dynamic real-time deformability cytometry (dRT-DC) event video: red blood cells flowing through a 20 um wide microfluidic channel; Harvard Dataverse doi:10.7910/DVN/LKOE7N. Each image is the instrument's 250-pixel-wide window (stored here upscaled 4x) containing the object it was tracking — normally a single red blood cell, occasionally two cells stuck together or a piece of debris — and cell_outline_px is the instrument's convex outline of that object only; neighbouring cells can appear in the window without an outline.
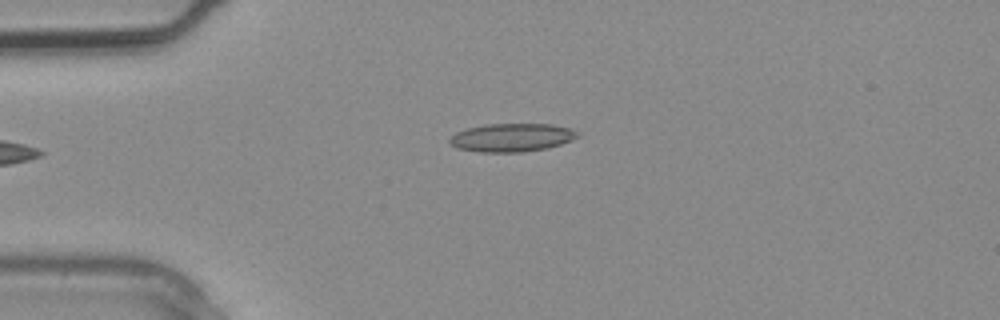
{"species": "common noctule bat (a hibernating species)", "species_latin": "Nyctalus noctula", "temperature_condition": "warm", "stored_images_in_passage": 3, "camera_frame_rate_fps": 3000, "um_per_image_px": 0.085, "animal": {"sex": "male", "body_mass_g": 20.4}, "frame": {"image": 1, "passage_image": 3, "time_ms": 0.667, "image_size_px": [1000, 320], "cell_outline_px": [[580, 136], [572, 140], [548, 148], [524, 152], [480, 152], [456, 148], [448, 144], [448, 140], [456, 132], [468, 128], [488, 124], [552, 124], [572, 128], [580, 132]], "centroid_in_image_um": [43.53, 11.69], "position_along_channel_um": 41.5, "area_um2": 21.33}}